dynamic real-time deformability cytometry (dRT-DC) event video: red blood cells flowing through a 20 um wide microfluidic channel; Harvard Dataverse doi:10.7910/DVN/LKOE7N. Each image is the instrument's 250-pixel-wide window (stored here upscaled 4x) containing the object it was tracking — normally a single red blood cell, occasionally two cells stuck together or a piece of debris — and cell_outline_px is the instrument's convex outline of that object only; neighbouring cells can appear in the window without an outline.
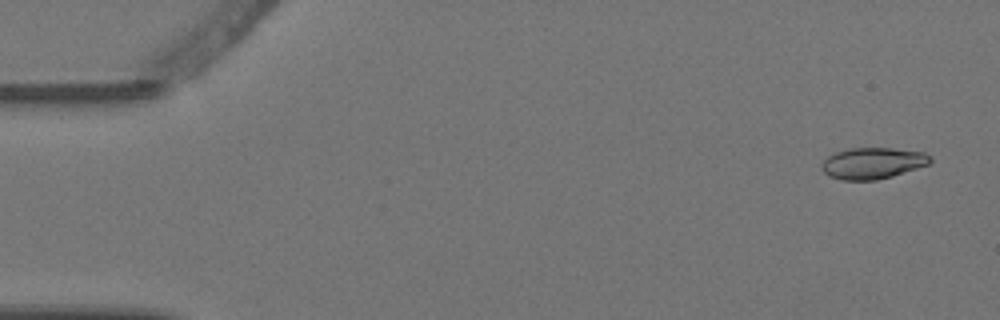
{"species": "Egyptian fruit bat (a non-hibernating species)", "species_latin": "Rousettus aegyptiacus", "temperature_condition": "warm", "stored_images_in_passage": 4, "camera_frame_rate_fps": 3000, "um_per_image_px": 0.085, "animal": {"sex": "female"}, "frame": {"image": 1, "passage_image": 1, "time_ms": 0.0, "image_size_px": [1000, 320], "cell_outline_px": [[932, 160], [928, 164], [892, 176], [876, 180], [844, 180], [828, 176], [820, 168], [820, 164], [828, 156], [836, 152], [852, 148], [892, 148], [924, 152]], "centroid_in_image_um": [74.13, 13.87], "position_along_channel_um": 10.9, "area_um2": 19.65}}
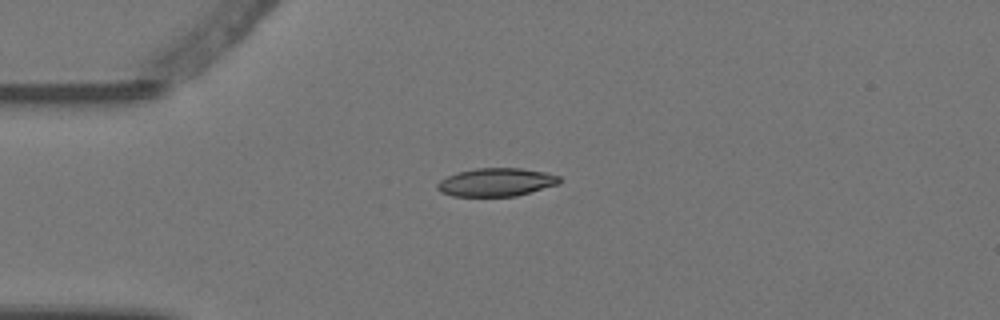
{"frame": {"image": 2, "passage_image": 4, "time_ms": 1.0, "image_size_px": [1000, 320], "cell_outline_px": [[560, 184], [516, 196], [452, 196], [440, 192], [436, 188], [436, 184], [440, 180], [448, 176], [460, 172], [476, 168], [520, 168], [544, 172], [560, 176]], "centroid_in_image_um": [42.18, 15.49], "position_along_channel_um": 42.8, "area_um2": 20.06}}